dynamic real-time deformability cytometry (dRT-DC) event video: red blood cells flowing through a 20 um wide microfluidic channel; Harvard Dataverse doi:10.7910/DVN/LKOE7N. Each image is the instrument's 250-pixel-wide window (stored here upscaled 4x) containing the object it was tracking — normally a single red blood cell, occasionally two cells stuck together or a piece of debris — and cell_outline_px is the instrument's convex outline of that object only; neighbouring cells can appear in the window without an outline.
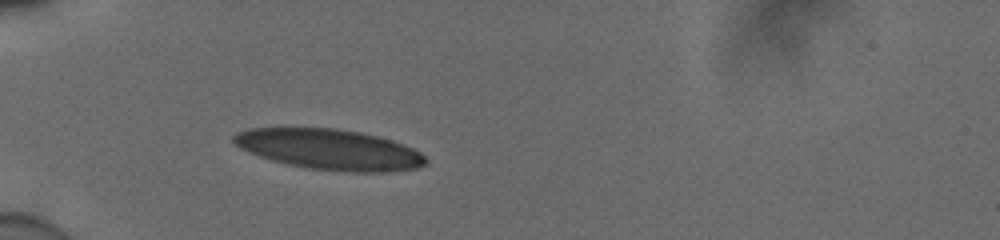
{"species": "human", "species_latin": "Homo sapiens", "temperature_condition": "cold", "stored_images_in_passage": 37, "camera_frame_rate_fps": 3000, "um_per_image_px": 0.085, "donor": {"sex": "male"}, "frame": {"image": 1, "passage_image": 1, "time_ms": 0.0, "image_size_px": [1000, 240], "cell_outline_px": [[428, 164], [416, 168], [388, 172], [348, 172], [304, 168], [272, 160], [248, 152], [240, 148], [232, 140], [232, 136], [236, 132], [252, 128], [336, 128], [360, 132], [392, 140], [404, 144], [420, 152], [428, 160]], "centroid_in_image_um": [28.02, 12.71], "position_along_channel_um": 57.0, "area_um2": 45.49}}
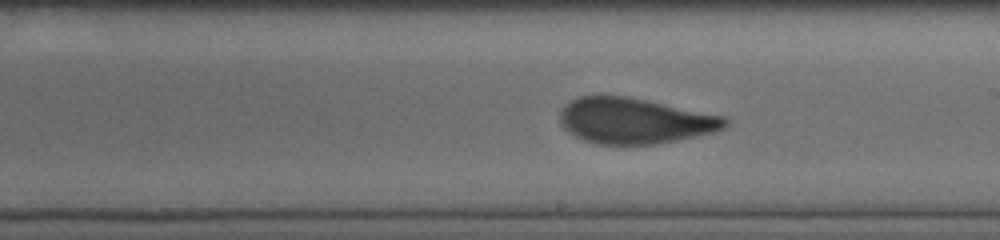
{"frame": {"image": 2, "passage_image": 16, "time_ms": 5.0, "image_size_px": [1000, 240], "cell_outline_px": [[728, 124], [724, 128], [716, 132], [660, 144], [596, 144], [584, 140], [568, 132], [560, 124], [560, 112], [572, 100], [580, 96], [624, 96], [648, 100], [724, 116], [728, 120]], "centroid_in_image_um": [53.98, 10.28], "position_along_channel_um": 235.0, "area_um2": 43.93}}
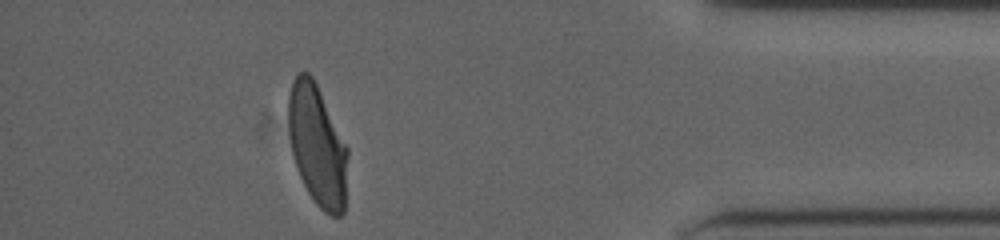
{"frame": {"image": 3, "passage_image": 32, "time_ms": 10.333, "image_size_px": [1000, 240], "cell_outline_px": [[348, 156], [344, 212], [340, 216], [332, 216], [324, 212], [316, 204], [308, 192], [300, 176], [292, 152], [288, 124], [288, 96], [292, 80], [300, 72], [308, 72], [312, 76], [348, 148]], "centroid_in_image_um": [26.97, 12.37], "position_along_channel_um": 408.2, "area_um2": 41.56}, "authors_computed_cell_mechanics": {"area_um2": 44.3326, "velocity_mm_per_s": 3.8964, "shape_relaxation_time_tau1_ms": 4.3752, "shape_relaxation_time_tau2_ms": 0.6654, "deformation_change_tau1": 0.1904, "deformation_change_tau2": 0.0746}}